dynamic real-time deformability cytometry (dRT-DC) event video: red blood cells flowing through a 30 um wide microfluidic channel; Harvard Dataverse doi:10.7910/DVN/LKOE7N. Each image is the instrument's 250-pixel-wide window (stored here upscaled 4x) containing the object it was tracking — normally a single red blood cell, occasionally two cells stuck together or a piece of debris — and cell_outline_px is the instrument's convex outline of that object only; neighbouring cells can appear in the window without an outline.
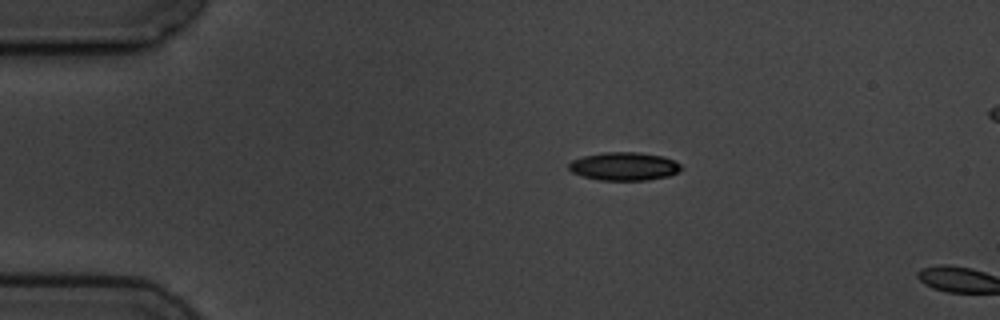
{"species": "common noctule bat (a hibernating species)", "species_latin": "Nyctalus noctula", "temperature_condition": "cold", "stored_images_in_passage": 2, "camera_frame_rate_fps": 3000, "um_per_image_px": 0.085, "animal": {"sex": "male", "body_mass_g": 19.5, "forearm_length_mm": 54.6}, "frame": {"image": 1, "passage_image": 1, "time_ms": 0.0, "image_size_px": [1000, 320], "cell_outline_px": [[680, 168], [676, 172], [668, 176], [648, 180], [600, 180], [584, 176], [572, 172], [568, 168], [568, 164], [572, 160], [584, 156], [604, 152], [640, 152], [664, 156], [680, 164]], "centroid_in_image_um": [53.03, 14.13], "position_along_channel_um": 32.0, "area_um2": 18.32}}